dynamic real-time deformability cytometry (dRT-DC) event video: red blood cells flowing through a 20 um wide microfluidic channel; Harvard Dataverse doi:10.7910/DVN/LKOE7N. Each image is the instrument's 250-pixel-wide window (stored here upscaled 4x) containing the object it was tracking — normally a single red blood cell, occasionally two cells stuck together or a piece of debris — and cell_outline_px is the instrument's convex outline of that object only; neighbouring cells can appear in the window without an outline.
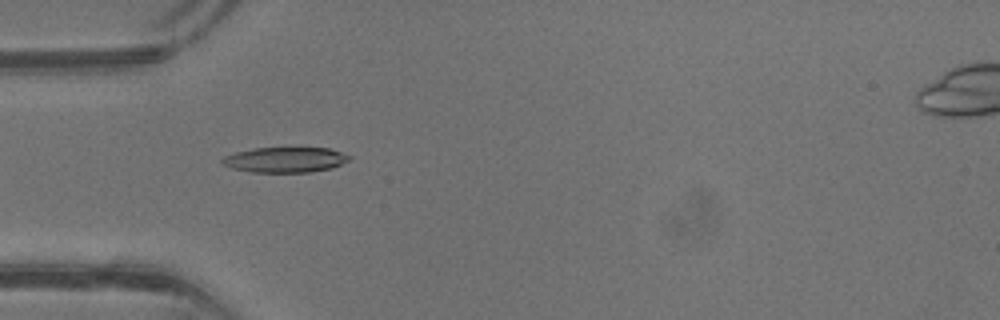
{"species": "common noctule bat (a hibernating species)", "species_latin": "Nyctalus noctula", "temperature_condition": "warm", "stored_images_in_passage": 29, "camera_frame_rate_fps": 3000, "um_per_image_px": 0.085, "animal": {"sex": "male", "body_mass_g": 13.3}, "frame": {"image": 1, "passage_image": 6, "time_ms": 1.667, "image_size_px": [1000, 320], "cell_outline_px": [[352, 156], [348, 160], [332, 168], [312, 172], [252, 172], [232, 168], [220, 164], [220, 160], [224, 156], [236, 152], [256, 148], [328, 148]], "centroid_in_image_um": [24.21, 13.58], "position_along_channel_um": 60.8, "area_um2": 18.67}}
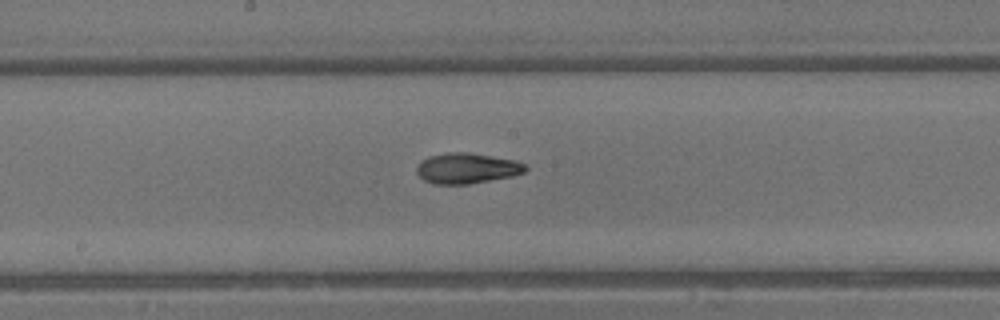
{"frame": {"image": 2, "passage_image": 15, "time_ms": 4.667, "image_size_px": [1000, 320], "cell_outline_px": [[528, 168], [524, 172], [512, 176], [468, 184], [432, 184], [424, 180], [416, 172], [416, 168], [420, 160], [428, 156], [448, 152], [468, 152], [516, 160], [524, 164]], "centroid_in_image_um": [39.65, 14.29], "position_along_channel_um": 208.5, "area_um2": 19.42}}
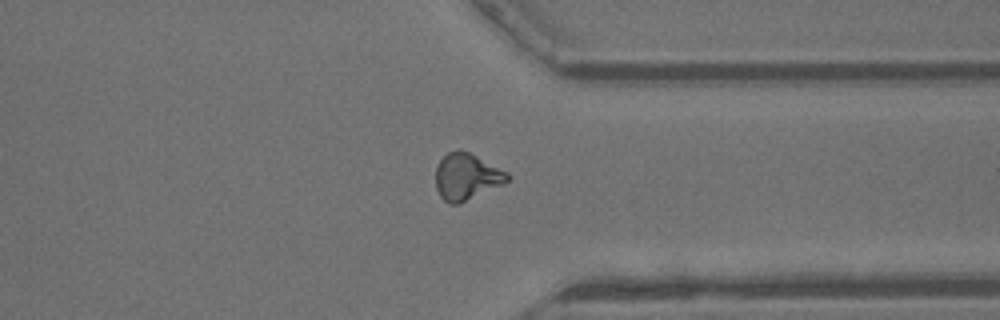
{"frame": {"image": 3, "passage_image": 25, "time_ms": 8.0, "image_size_px": [1000, 320], "cell_outline_px": [[508, 180], [504, 184], [456, 204], [448, 204], [440, 196], [436, 188], [436, 168], [440, 160], [448, 152], [460, 148], [508, 172]], "centroid_in_image_um": [39.64, 15.0], "position_along_channel_um": 371.8, "area_um2": 19.19}, "authors_computed_cell_mechanics": {"area_um2": 18.7272, "velocity_mm_per_s": 4.9751, "shape_relaxation_time_tau1_ms": 4.9346, "shape_relaxation_time_tau2_ms": 3.1392, "deformation_change_tau1": 0.2055, "deformation_change_tau2": 0.1086}}